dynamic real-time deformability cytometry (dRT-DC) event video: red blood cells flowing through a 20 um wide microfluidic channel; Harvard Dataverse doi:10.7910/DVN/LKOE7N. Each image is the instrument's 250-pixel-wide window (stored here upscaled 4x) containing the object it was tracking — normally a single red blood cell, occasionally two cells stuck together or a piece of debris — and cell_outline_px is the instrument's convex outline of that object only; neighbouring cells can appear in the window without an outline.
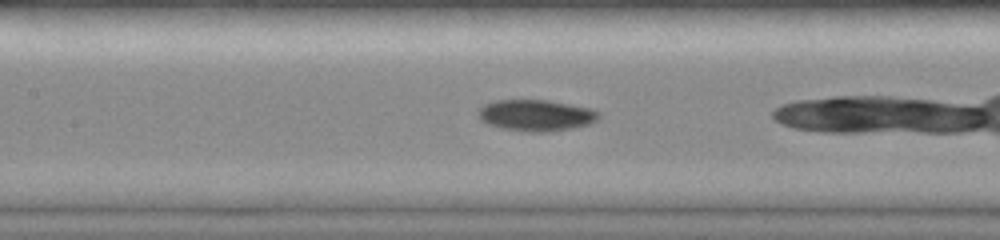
{"species": "common noctule bat (a hibernating species)", "species_latin": "Nyctalus noctula", "temperature_condition": "room temperature", "stored_images_in_passage": 36, "camera_frame_rate_fps": 3000, "um_per_image_px": 0.085, "animal": {"sex": "female", "body_mass_g": 19.0, "forearm_length_mm": 51.5}, "frame": {"image": 1, "passage_image": 16, "time_ms": 5.0, "image_size_px": [1000, 240], "cell_outline_px": [[600, 116], [596, 120], [588, 124], [572, 128], [548, 132], [528, 132], [504, 128], [488, 124], [480, 120], [476, 112], [484, 104], [496, 100], [548, 100], [592, 108], [600, 112]], "centroid_in_image_um": [45.56, 9.8], "position_along_channel_um": 161.8, "area_um2": 22.08}}
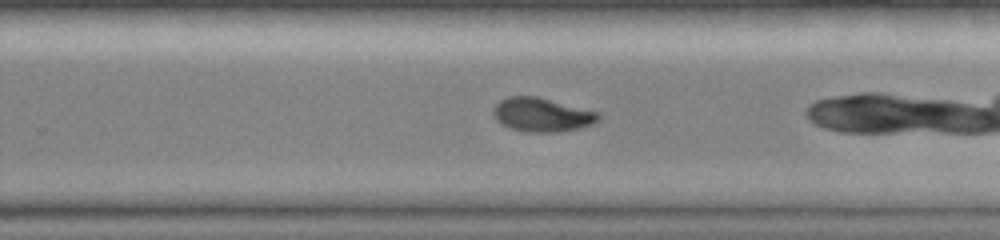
{"frame": {"image": 2, "passage_image": 25, "time_ms": 8.0, "image_size_px": [1000, 240], "cell_outline_px": [[600, 120], [592, 124], [580, 128], [552, 132], [528, 132], [512, 128], [500, 124], [492, 116], [492, 112], [496, 104], [500, 100], [508, 96], [536, 96], [600, 112]], "centroid_in_image_um": [46.06, 9.75], "position_along_channel_um": 283.7, "area_um2": 20.81}}
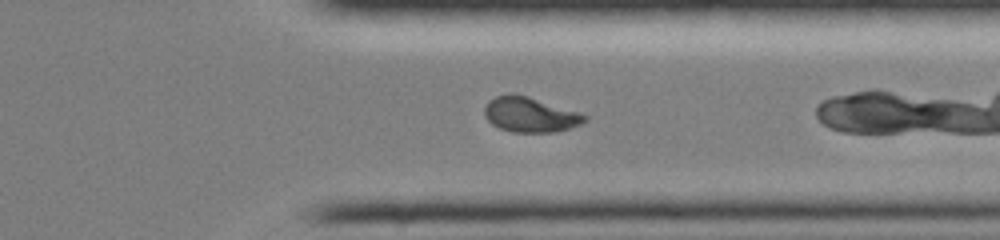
{"frame": {"image": 3, "passage_image": 31, "time_ms": 10.0, "image_size_px": [1000, 240], "cell_outline_px": [[588, 120], [580, 124], [556, 132], [512, 132], [500, 128], [492, 124], [484, 116], [484, 108], [488, 100], [496, 96], [528, 96], [580, 112], [588, 116]], "centroid_in_image_um": [45.08, 9.77], "position_along_channel_um": 366.3, "area_um2": 20.17}, "authors_computed_cell_mechanics": {"area_um2": 22.0796, "velocity_mm_per_s": 4.0685, "shape_relaxation_time_tau1_ms": 5.023, "shape_relaxation_time_tau2_ms": 5.3371, "deformation_change_tau1": 0.1568, "deformation_change_tau2": 0.0676}}